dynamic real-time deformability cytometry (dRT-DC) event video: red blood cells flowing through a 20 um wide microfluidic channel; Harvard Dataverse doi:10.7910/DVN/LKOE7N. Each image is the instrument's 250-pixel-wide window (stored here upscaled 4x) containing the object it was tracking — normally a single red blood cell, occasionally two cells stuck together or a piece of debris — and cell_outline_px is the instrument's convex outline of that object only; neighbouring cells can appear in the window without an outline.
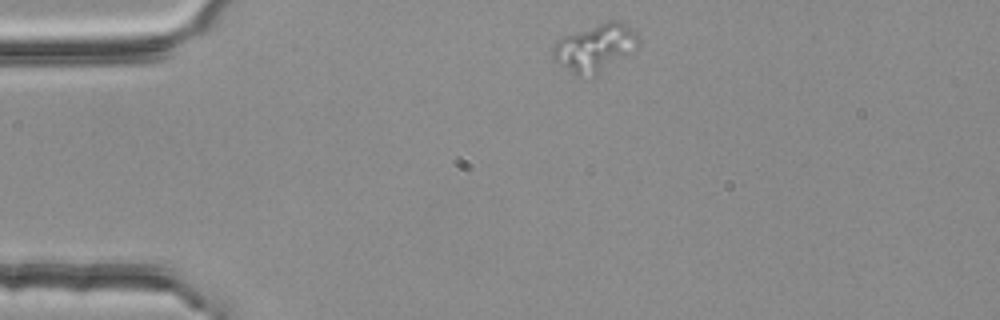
{"species": "common noctule bat (a hibernating species)", "species_latin": "Nyctalus noctula", "temperature_condition": "room temperature", "stored_images_in_passage": 2, "camera_frame_rate_fps": 3000, "um_per_image_px": 0.085, "animal": {"sex": "female", "body_mass_g": 25.1}, "frame": {"image": 1, "passage_image": 1, "time_ms": 0.0, "image_size_px": [1000, 320], "cell_outline_px": [[640, 44], [632, 52], [596, 76], [580, 76], [572, 72], [552, 60], [552, 48], [556, 40], [564, 36], [608, 20], [620, 20], [632, 28], [636, 32], [640, 40]], "centroid_in_image_um": [50.6, 4.05], "position_along_channel_um": 34.4, "area_um2": 23.93}}